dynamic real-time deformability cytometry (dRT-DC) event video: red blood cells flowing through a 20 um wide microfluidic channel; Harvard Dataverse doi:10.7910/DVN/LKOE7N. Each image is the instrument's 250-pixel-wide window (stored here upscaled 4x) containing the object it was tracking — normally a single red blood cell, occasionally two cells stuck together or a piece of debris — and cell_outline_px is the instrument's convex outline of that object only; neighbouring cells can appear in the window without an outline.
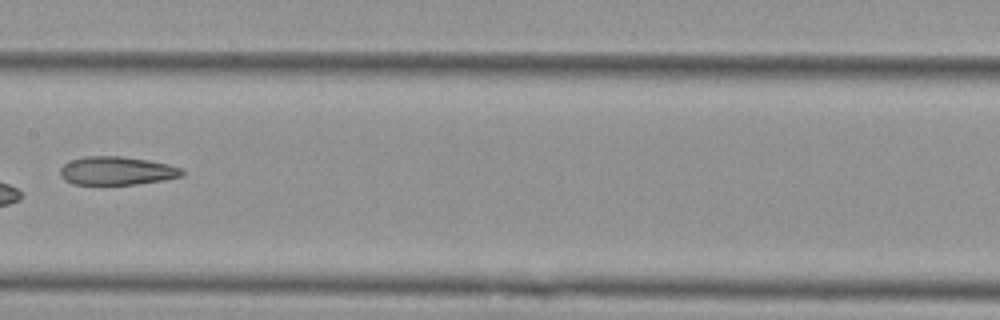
{"species": "Egyptian fruit bat (a non-hibernating species)", "species_latin": "Rousettus aegyptiacus", "temperature_condition": "cold", "stored_images_in_passage": 5, "camera_frame_rate_fps": 3000, "um_per_image_px": 0.085, "animal": {"sex": "female"}, "frame": {"image": 1, "passage_image": 5, "time_ms": 4.667, "image_size_px": [1000, 320], "cell_outline_px": [[184, 176], [164, 180], [136, 184], [72, 184], [64, 180], [60, 176], [60, 168], [64, 164], [72, 160], [84, 156], [120, 156], [148, 160], [168, 164], [180, 168], [184, 172]], "centroid_in_image_um": [9.92, 14.52], "position_along_channel_um": 197.5, "area_um2": 20.17}}